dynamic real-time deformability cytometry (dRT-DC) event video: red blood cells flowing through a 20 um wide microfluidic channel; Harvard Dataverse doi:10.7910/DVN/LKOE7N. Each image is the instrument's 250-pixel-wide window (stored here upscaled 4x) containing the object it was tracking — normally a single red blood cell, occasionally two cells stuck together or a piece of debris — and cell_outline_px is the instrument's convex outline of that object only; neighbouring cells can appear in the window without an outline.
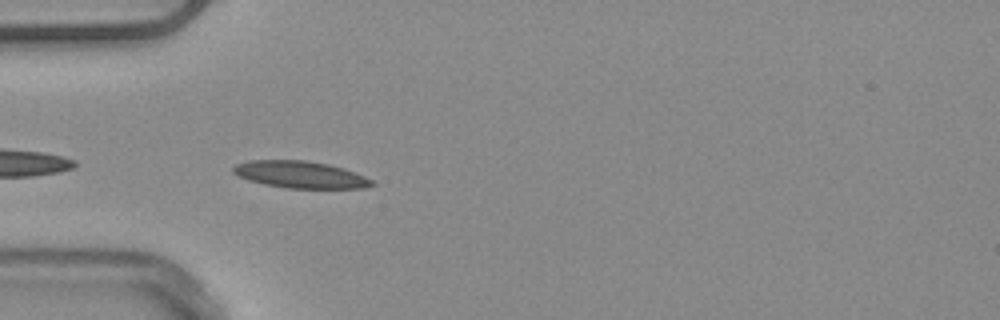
{"species": "common noctule bat (a hibernating species)", "species_latin": "Nyctalus noctula", "temperature_condition": "warm", "stored_images_in_passage": 7, "camera_frame_rate_fps": 3000, "um_per_image_px": 0.085, "animal": {"sex": "male", "body_mass_g": 20.4}, "frame": {"image": 1, "passage_image": 2, "time_ms": 0.333, "image_size_px": [1000, 320], "cell_outline_px": [[376, 184], [364, 188], [288, 188], [264, 184], [248, 180], [236, 176], [232, 172], [232, 168], [236, 164], [248, 160], [304, 160], [328, 164], [344, 168], [364, 176], [372, 180]], "centroid_in_image_um": [25.49, 14.84], "position_along_channel_um": 59.5, "area_um2": 21.85}}